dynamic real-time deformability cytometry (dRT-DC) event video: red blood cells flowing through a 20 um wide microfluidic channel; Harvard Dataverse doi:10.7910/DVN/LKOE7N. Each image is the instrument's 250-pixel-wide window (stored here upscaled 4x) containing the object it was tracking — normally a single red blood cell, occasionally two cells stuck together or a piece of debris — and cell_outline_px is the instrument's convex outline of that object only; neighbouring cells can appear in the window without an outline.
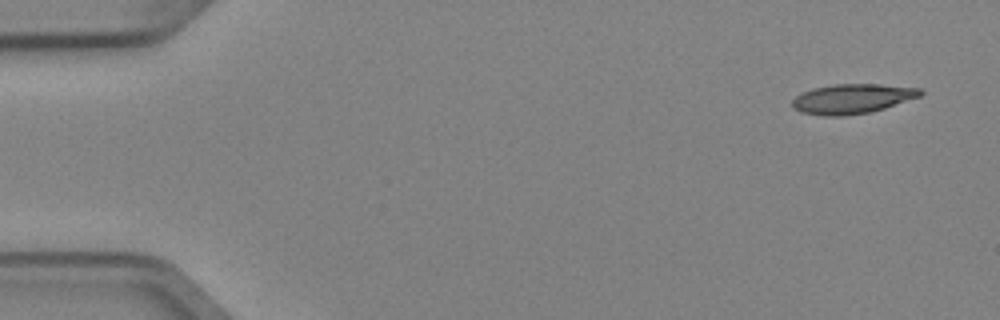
{"species": "Egyptian fruit bat (a non-hibernating species)", "species_latin": "Rousettus aegyptiacus", "temperature_condition": "cold", "stored_images_in_passage": 4, "camera_frame_rate_fps": 3000, "um_per_image_px": 0.085, "animal": {"sex": "female"}, "frame": {"image": 1, "passage_image": 1, "time_ms": 0.0, "image_size_px": [1000, 320], "cell_outline_px": [[924, 92], [920, 96], [884, 108], [868, 112], [844, 116], [824, 116], [804, 112], [792, 108], [792, 100], [796, 96], [812, 88], [832, 84], [880, 84], [920, 88]], "centroid_in_image_um": [72.43, 8.38], "position_along_channel_um": 12.6, "area_um2": 22.02}}